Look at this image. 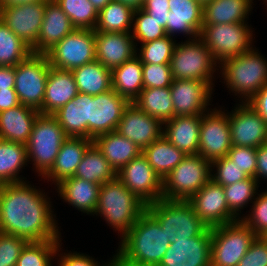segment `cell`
<instances>
[{"mask_svg": "<svg viewBox=\"0 0 267 266\" xmlns=\"http://www.w3.org/2000/svg\"><path fill=\"white\" fill-rule=\"evenodd\" d=\"M29 183L1 184L0 233L15 235L27 242L61 240L50 198Z\"/></svg>", "mask_w": 267, "mask_h": 266, "instance_id": "6da1fadb", "label": "cell"}, {"mask_svg": "<svg viewBox=\"0 0 267 266\" xmlns=\"http://www.w3.org/2000/svg\"><path fill=\"white\" fill-rule=\"evenodd\" d=\"M119 244L114 266H159L171 243L159 222L145 210Z\"/></svg>", "mask_w": 267, "mask_h": 266, "instance_id": "7a4b0ae2", "label": "cell"}, {"mask_svg": "<svg viewBox=\"0 0 267 266\" xmlns=\"http://www.w3.org/2000/svg\"><path fill=\"white\" fill-rule=\"evenodd\" d=\"M145 210L146 205L115 177L100 186L94 215L104 217L108 226L120 233L121 239Z\"/></svg>", "mask_w": 267, "mask_h": 266, "instance_id": "3957f363", "label": "cell"}, {"mask_svg": "<svg viewBox=\"0 0 267 266\" xmlns=\"http://www.w3.org/2000/svg\"><path fill=\"white\" fill-rule=\"evenodd\" d=\"M266 59L253 47L219 64L222 80L229 92L240 97L239 103H247L267 83Z\"/></svg>", "mask_w": 267, "mask_h": 266, "instance_id": "277c9868", "label": "cell"}, {"mask_svg": "<svg viewBox=\"0 0 267 266\" xmlns=\"http://www.w3.org/2000/svg\"><path fill=\"white\" fill-rule=\"evenodd\" d=\"M217 64L204 41L197 37L176 43L170 60V69L173 80L208 82L214 88L215 72L219 71Z\"/></svg>", "mask_w": 267, "mask_h": 266, "instance_id": "5b68a950", "label": "cell"}, {"mask_svg": "<svg viewBox=\"0 0 267 266\" xmlns=\"http://www.w3.org/2000/svg\"><path fill=\"white\" fill-rule=\"evenodd\" d=\"M67 138L53 115L39 114L26 143L28 163L41 178L52 168L62 143ZM31 159V160H30Z\"/></svg>", "mask_w": 267, "mask_h": 266, "instance_id": "8992f818", "label": "cell"}, {"mask_svg": "<svg viewBox=\"0 0 267 266\" xmlns=\"http://www.w3.org/2000/svg\"><path fill=\"white\" fill-rule=\"evenodd\" d=\"M146 210L169 235L170 243L175 242L176 236L192 238L203 234L209 228L187 200L161 198L147 205Z\"/></svg>", "mask_w": 267, "mask_h": 266, "instance_id": "52a82bcc", "label": "cell"}, {"mask_svg": "<svg viewBox=\"0 0 267 266\" xmlns=\"http://www.w3.org/2000/svg\"><path fill=\"white\" fill-rule=\"evenodd\" d=\"M256 238L241 219L211 227V266H237Z\"/></svg>", "mask_w": 267, "mask_h": 266, "instance_id": "ba28073f", "label": "cell"}, {"mask_svg": "<svg viewBox=\"0 0 267 266\" xmlns=\"http://www.w3.org/2000/svg\"><path fill=\"white\" fill-rule=\"evenodd\" d=\"M211 179V161L199 154L186 155L162 181V198L188 200Z\"/></svg>", "mask_w": 267, "mask_h": 266, "instance_id": "9c48e42d", "label": "cell"}, {"mask_svg": "<svg viewBox=\"0 0 267 266\" xmlns=\"http://www.w3.org/2000/svg\"><path fill=\"white\" fill-rule=\"evenodd\" d=\"M247 24L248 22L202 26L199 37L211 51L218 66L224 60L253 48L254 30Z\"/></svg>", "mask_w": 267, "mask_h": 266, "instance_id": "30bf717a", "label": "cell"}, {"mask_svg": "<svg viewBox=\"0 0 267 266\" xmlns=\"http://www.w3.org/2000/svg\"><path fill=\"white\" fill-rule=\"evenodd\" d=\"M50 63L46 54L31 53L15 66V86L20 104L42 108Z\"/></svg>", "mask_w": 267, "mask_h": 266, "instance_id": "8fae6325", "label": "cell"}, {"mask_svg": "<svg viewBox=\"0 0 267 266\" xmlns=\"http://www.w3.org/2000/svg\"><path fill=\"white\" fill-rule=\"evenodd\" d=\"M46 55L50 66L69 71L95 61V30L74 29Z\"/></svg>", "mask_w": 267, "mask_h": 266, "instance_id": "7c38bea8", "label": "cell"}, {"mask_svg": "<svg viewBox=\"0 0 267 266\" xmlns=\"http://www.w3.org/2000/svg\"><path fill=\"white\" fill-rule=\"evenodd\" d=\"M220 109L213 108L201 118L198 154L209 161L227 156L233 146L228 112Z\"/></svg>", "mask_w": 267, "mask_h": 266, "instance_id": "4fadbf2b", "label": "cell"}, {"mask_svg": "<svg viewBox=\"0 0 267 266\" xmlns=\"http://www.w3.org/2000/svg\"><path fill=\"white\" fill-rule=\"evenodd\" d=\"M116 177L146 206L162 198V179L141 153L123 166Z\"/></svg>", "mask_w": 267, "mask_h": 266, "instance_id": "5bb4252c", "label": "cell"}, {"mask_svg": "<svg viewBox=\"0 0 267 266\" xmlns=\"http://www.w3.org/2000/svg\"><path fill=\"white\" fill-rule=\"evenodd\" d=\"M233 109L228 112L232 145L258 148L266 143V121L246 102Z\"/></svg>", "mask_w": 267, "mask_h": 266, "instance_id": "9a60e30c", "label": "cell"}, {"mask_svg": "<svg viewBox=\"0 0 267 266\" xmlns=\"http://www.w3.org/2000/svg\"><path fill=\"white\" fill-rule=\"evenodd\" d=\"M46 2L0 8V19L31 49L37 44Z\"/></svg>", "mask_w": 267, "mask_h": 266, "instance_id": "2e32d148", "label": "cell"}, {"mask_svg": "<svg viewBox=\"0 0 267 266\" xmlns=\"http://www.w3.org/2000/svg\"><path fill=\"white\" fill-rule=\"evenodd\" d=\"M187 201L208 227L227 224L239 219L228 208L223 186L212 179Z\"/></svg>", "mask_w": 267, "mask_h": 266, "instance_id": "e0dca14e", "label": "cell"}, {"mask_svg": "<svg viewBox=\"0 0 267 266\" xmlns=\"http://www.w3.org/2000/svg\"><path fill=\"white\" fill-rule=\"evenodd\" d=\"M175 238L159 266H211V227L199 236Z\"/></svg>", "mask_w": 267, "mask_h": 266, "instance_id": "ac0fdd59", "label": "cell"}, {"mask_svg": "<svg viewBox=\"0 0 267 266\" xmlns=\"http://www.w3.org/2000/svg\"><path fill=\"white\" fill-rule=\"evenodd\" d=\"M214 88L208 82L197 80H173L170 92L174 116L200 115L210 111L208 107Z\"/></svg>", "mask_w": 267, "mask_h": 266, "instance_id": "d6986e66", "label": "cell"}, {"mask_svg": "<svg viewBox=\"0 0 267 266\" xmlns=\"http://www.w3.org/2000/svg\"><path fill=\"white\" fill-rule=\"evenodd\" d=\"M129 101L113 89L96 96L90 101V139L115 131Z\"/></svg>", "mask_w": 267, "mask_h": 266, "instance_id": "ffe728a7", "label": "cell"}, {"mask_svg": "<svg viewBox=\"0 0 267 266\" xmlns=\"http://www.w3.org/2000/svg\"><path fill=\"white\" fill-rule=\"evenodd\" d=\"M162 126L163 123L158 118L151 117L134 103H129L116 131L143 150L162 136Z\"/></svg>", "mask_w": 267, "mask_h": 266, "instance_id": "44dd1931", "label": "cell"}, {"mask_svg": "<svg viewBox=\"0 0 267 266\" xmlns=\"http://www.w3.org/2000/svg\"><path fill=\"white\" fill-rule=\"evenodd\" d=\"M96 60L112 71L136 55L131 32L95 31Z\"/></svg>", "mask_w": 267, "mask_h": 266, "instance_id": "7402d4cb", "label": "cell"}, {"mask_svg": "<svg viewBox=\"0 0 267 266\" xmlns=\"http://www.w3.org/2000/svg\"><path fill=\"white\" fill-rule=\"evenodd\" d=\"M169 15L165 33L176 37L186 35L188 40L199 37L203 26V6L197 0H169Z\"/></svg>", "mask_w": 267, "mask_h": 266, "instance_id": "603a6c76", "label": "cell"}, {"mask_svg": "<svg viewBox=\"0 0 267 266\" xmlns=\"http://www.w3.org/2000/svg\"><path fill=\"white\" fill-rule=\"evenodd\" d=\"M74 29L69 17L56 1L47 0L38 41L31 49L32 53L46 54Z\"/></svg>", "mask_w": 267, "mask_h": 266, "instance_id": "cb8c5ba5", "label": "cell"}, {"mask_svg": "<svg viewBox=\"0 0 267 266\" xmlns=\"http://www.w3.org/2000/svg\"><path fill=\"white\" fill-rule=\"evenodd\" d=\"M90 101L92 95L78 92L74 99L53 114L67 137L90 139Z\"/></svg>", "mask_w": 267, "mask_h": 266, "instance_id": "d4e9b609", "label": "cell"}, {"mask_svg": "<svg viewBox=\"0 0 267 266\" xmlns=\"http://www.w3.org/2000/svg\"><path fill=\"white\" fill-rule=\"evenodd\" d=\"M78 94L72 71L50 67L40 114L53 115Z\"/></svg>", "mask_w": 267, "mask_h": 266, "instance_id": "484cf974", "label": "cell"}, {"mask_svg": "<svg viewBox=\"0 0 267 266\" xmlns=\"http://www.w3.org/2000/svg\"><path fill=\"white\" fill-rule=\"evenodd\" d=\"M200 115L174 116L163 122L162 136L186 155L198 154Z\"/></svg>", "mask_w": 267, "mask_h": 266, "instance_id": "4316f807", "label": "cell"}, {"mask_svg": "<svg viewBox=\"0 0 267 266\" xmlns=\"http://www.w3.org/2000/svg\"><path fill=\"white\" fill-rule=\"evenodd\" d=\"M93 140L83 137H67L59 150L52 168L42 177L55 185L73 177L84 153Z\"/></svg>", "mask_w": 267, "mask_h": 266, "instance_id": "83f0119b", "label": "cell"}, {"mask_svg": "<svg viewBox=\"0 0 267 266\" xmlns=\"http://www.w3.org/2000/svg\"><path fill=\"white\" fill-rule=\"evenodd\" d=\"M40 112L26 105L0 112V139L26 144Z\"/></svg>", "mask_w": 267, "mask_h": 266, "instance_id": "f1b7e54d", "label": "cell"}, {"mask_svg": "<svg viewBox=\"0 0 267 266\" xmlns=\"http://www.w3.org/2000/svg\"><path fill=\"white\" fill-rule=\"evenodd\" d=\"M58 196L82 213L93 215L97 208L100 186L78 177H69L57 185Z\"/></svg>", "mask_w": 267, "mask_h": 266, "instance_id": "f546056e", "label": "cell"}, {"mask_svg": "<svg viewBox=\"0 0 267 266\" xmlns=\"http://www.w3.org/2000/svg\"><path fill=\"white\" fill-rule=\"evenodd\" d=\"M93 143L116 173L142 153V150L136 144L123 137L116 130L95 137Z\"/></svg>", "mask_w": 267, "mask_h": 266, "instance_id": "4dcf8cb0", "label": "cell"}, {"mask_svg": "<svg viewBox=\"0 0 267 266\" xmlns=\"http://www.w3.org/2000/svg\"><path fill=\"white\" fill-rule=\"evenodd\" d=\"M253 0H211L203 6V25L246 22Z\"/></svg>", "mask_w": 267, "mask_h": 266, "instance_id": "1f68e13d", "label": "cell"}, {"mask_svg": "<svg viewBox=\"0 0 267 266\" xmlns=\"http://www.w3.org/2000/svg\"><path fill=\"white\" fill-rule=\"evenodd\" d=\"M112 89L132 103L143 90V64L135 55L111 71Z\"/></svg>", "mask_w": 267, "mask_h": 266, "instance_id": "d6a6232c", "label": "cell"}, {"mask_svg": "<svg viewBox=\"0 0 267 266\" xmlns=\"http://www.w3.org/2000/svg\"><path fill=\"white\" fill-rule=\"evenodd\" d=\"M28 164L26 144L0 139V184L26 181L19 173Z\"/></svg>", "mask_w": 267, "mask_h": 266, "instance_id": "836d02e7", "label": "cell"}, {"mask_svg": "<svg viewBox=\"0 0 267 266\" xmlns=\"http://www.w3.org/2000/svg\"><path fill=\"white\" fill-rule=\"evenodd\" d=\"M148 163L163 180L180 162L186 154L161 136L151 145L142 150Z\"/></svg>", "mask_w": 267, "mask_h": 266, "instance_id": "e575fe53", "label": "cell"}, {"mask_svg": "<svg viewBox=\"0 0 267 266\" xmlns=\"http://www.w3.org/2000/svg\"><path fill=\"white\" fill-rule=\"evenodd\" d=\"M78 92L96 96L112 89L111 71L95 60L72 70Z\"/></svg>", "mask_w": 267, "mask_h": 266, "instance_id": "d590c367", "label": "cell"}, {"mask_svg": "<svg viewBox=\"0 0 267 266\" xmlns=\"http://www.w3.org/2000/svg\"><path fill=\"white\" fill-rule=\"evenodd\" d=\"M74 177L102 185L113 180L116 172L97 146L92 143L84 153Z\"/></svg>", "mask_w": 267, "mask_h": 266, "instance_id": "8d00e7d4", "label": "cell"}, {"mask_svg": "<svg viewBox=\"0 0 267 266\" xmlns=\"http://www.w3.org/2000/svg\"><path fill=\"white\" fill-rule=\"evenodd\" d=\"M132 103L162 123L174 117L170 87L144 88Z\"/></svg>", "mask_w": 267, "mask_h": 266, "instance_id": "74e56055", "label": "cell"}, {"mask_svg": "<svg viewBox=\"0 0 267 266\" xmlns=\"http://www.w3.org/2000/svg\"><path fill=\"white\" fill-rule=\"evenodd\" d=\"M134 10L121 2L112 0L98 12L95 31L131 32Z\"/></svg>", "mask_w": 267, "mask_h": 266, "instance_id": "f35d334b", "label": "cell"}, {"mask_svg": "<svg viewBox=\"0 0 267 266\" xmlns=\"http://www.w3.org/2000/svg\"><path fill=\"white\" fill-rule=\"evenodd\" d=\"M31 53V48L18 38L0 19V66L15 67Z\"/></svg>", "mask_w": 267, "mask_h": 266, "instance_id": "ab89813d", "label": "cell"}, {"mask_svg": "<svg viewBox=\"0 0 267 266\" xmlns=\"http://www.w3.org/2000/svg\"><path fill=\"white\" fill-rule=\"evenodd\" d=\"M259 184L260 183L254 177H247L232 185L223 186L228 208L239 219L241 218V210L246 208L248 206L247 204L252 203L256 198V194H258L257 191H259Z\"/></svg>", "mask_w": 267, "mask_h": 266, "instance_id": "60d3db41", "label": "cell"}, {"mask_svg": "<svg viewBox=\"0 0 267 266\" xmlns=\"http://www.w3.org/2000/svg\"><path fill=\"white\" fill-rule=\"evenodd\" d=\"M61 241L28 242L22 249L16 266H52Z\"/></svg>", "mask_w": 267, "mask_h": 266, "instance_id": "b9f144b4", "label": "cell"}, {"mask_svg": "<svg viewBox=\"0 0 267 266\" xmlns=\"http://www.w3.org/2000/svg\"><path fill=\"white\" fill-rule=\"evenodd\" d=\"M55 1L67 14L75 29H95L98 21V11L88 0Z\"/></svg>", "mask_w": 267, "mask_h": 266, "instance_id": "7bdbcfd3", "label": "cell"}, {"mask_svg": "<svg viewBox=\"0 0 267 266\" xmlns=\"http://www.w3.org/2000/svg\"><path fill=\"white\" fill-rule=\"evenodd\" d=\"M166 35L162 38L140 44L136 47V56L142 64H170L176 40ZM138 53V54H137Z\"/></svg>", "mask_w": 267, "mask_h": 266, "instance_id": "ee69618b", "label": "cell"}, {"mask_svg": "<svg viewBox=\"0 0 267 266\" xmlns=\"http://www.w3.org/2000/svg\"><path fill=\"white\" fill-rule=\"evenodd\" d=\"M131 33L136 46H139L136 42L143 44L166 36L160 22L142 8L134 11Z\"/></svg>", "mask_w": 267, "mask_h": 266, "instance_id": "f6af8a7d", "label": "cell"}, {"mask_svg": "<svg viewBox=\"0 0 267 266\" xmlns=\"http://www.w3.org/2000/svg\"><path fill=\"white\" fill-rule=\"evenodd\" d=\"M251 211V212H250ZM240 218L257 236L267 237V190L257 194L251 210Z\"/></svg>", "mask_w": 267, "mask_h": 266, "instance_id": "bcb514c9", "label": "cell"}, {"mask_svg": "<svg viewBox=\"0 0 267 266\" xmlns=\"http://www.w3.org/2000/svg\"><path fill=\"white\" fill-rule=\"evenodd\" d=\"M247 177L227 156L211 161V179L217 184L229 186Z\"/></svg>", "mask_w": 267, "mask_h": 266, "instance_id": "7dc6e473", "label": "cell"}, {"mask_svg": "<svg viewBox=\"0 0 267 266\" xmlns=\"http://www.w3.org/2000/svg\"><path fill=\"white\" fill-rule=\"evenodd\" d=\"M172 82L170 64H143V89L170 87Z\"/></svg>", "mask_w": 267, "mask_h": 266, "instance_id": "c3c4849f", "label": "cell"}, {"mask_svg": "<svg viewBox=\"0 0 267 266\" xmlns=\"http://www.w3.org/2000/svg\"><path fill=\"white\" fill-rule=\"evenodd\" d=\"M27 243L15 235L0 233V266H16L20 253Z\"/></svg>", "mask_w": 267, "mask_h": 266, "instance_id": "681fc988", "label": "cell"}, {"mask_svg": "<svg viewBox=\"0 0 267 266\" xmlns=\"http://www.w3.org/2000/svg\"><path fill=\"white\" fill-rule=\"evenodd\" d=\"M257 148L232 146L227 157L248 177H256Z\"/></svg>", "mask_w": 267, "mask_h": 266, "instance_id": "f907efd6", "label": "cell"}, {"mask_svg": "<svg viewBox=\"0 0 267 266\" xmlns=\"http://www.w3.org/2000/svg\"><path fill=\"white\" fill-rule=\"evenodd\" d=\"M61 246L62 243L57 247L56 255L58 256H55V259L58 260L57 266H114V256H112V258L106 263L102 262V265H100L99 261H96L95 258L90 257L86 253L84 254L77 251L60 253L62 249Z\"/></svg>", "mask_w": 267, "mask_h": 266, "instance_id": "816d5d0a", "label": "cell"}, {"mask_svg": "<svg viewBox=\"0 0 267 266\" xmlns=\"http://www.w3.org/2000/svg\"><path fill=\"white\" fill-rule=\"evenodd\" d=\"M237 266H267V237L257 236Z\"/></svg>", "mask_w": 267, "mask_h": 266, "instance_id": "f5cc1de1", "label": "cell"}, {"mask_svg": "<svg viewBox=\"0 0 267 266\" xmlns=\"http://www.w3.org/2000/svg\"><path fill=\"white\" fill-rule=\"evenodd\" d=\"M142 9L160 22L161 27L166 28L167 18L170 12L169 0H144Z\"/></svg>", "mask_w": 267, "mask_h": 266, "instance_id": "db71d44e", "label": "cell"}, {"mask_svg": "<svg viewBox=\"0 0 267 266\" xmlns=\"http://www.w3.org/2000/svg\"><path fill=\"white\" fill-rule=\"evenodd\" d=\"M267 123V83L247 102Z\"/></svg>", "mask_w": 267, "mask_h": 266, "instance_id": "11a10c76", "label": "cell"}, {"mask_svg": "<svg viewBox=\"0 0 267 266\" xmlns=\"http://www.w3.org/2000/svg\"><path fill=\"white\" fill-rule=\"evenodd\" d=\"M256 177L255 179L261 183L260 179L267 181V143L259 146L256 151Z\"/></svg>", "mask_w": 267, "mask_h": 266, "instance_id": "9f6ffc18", "label": "cell"}, {"mask_svg": "<svg viewBox=\"0 0 267 266\" xmlns=\"http://www.w3.org/2000/svg\"><path fill=\"white\" fill-rule=\"evenodd\" d=\"M20 105L14 88L0 90V112Z\"/></svg>", "mask_w": 267, "mask_h": 266, "instance_id": "6f0895ef", "label": "cell"}, {"mask_svg": "<svg viewBox=\"0 0 267 266\" xmlns=\"http://www.w3.org/2000/svg\"><path fill=\"white\" fill-rule=\"evenodd\" d=\"M15 67L0 66V90L14 88Z\"/></svg>", "mask_w": 267, "mask_h": 266, "instance_id": "680465c9", "label": "cell"}, {"mask_svg": "<svg viewBox=\"0 0 267 266\" xmlns=\"http://www.w3.org/2000/svg\"><path fill=\"white\" fill-rule=\"evenodd\" d=\"M47 0H0V8L8 7L20 4H29V3H37V2H46Z\"/></svg>", "mask_w": 267, "mask_h": 266, "instance_id": "91938a15", "label": "cell"}, {"mask_svg": "<svg viewBox=\"0 0 267 266\" xmlns=\"http://www.w3.org/2000/svg\"><path fill=\"white\" fill-rule=\"evenodd\" d=\"M115 1L126 4L127 6L132 8L134 11L141 9L144 4V0H115Z\"/></svg>", "mask_w": 267, "mask_h": 266, "instance_id": "94428289", "label": "cell"}, {"mask_svg": "<svg viewBox=\"0 0 267 266\" xmlns=\"http://www.w3.org/2000/svg\"><path fill=\"white\" fill-rule=\"evenodd\" d=\"M94 8L99 12L112 0H88Z\"/></svg>", "mask_w": 267, "mask_h": 266, "instance_id": "6125c7cd", "label": "cell"}, {"mask_svg": "<svg viewBox=\"0 0 267 266\" xmlns=\"http://www.w3.org/2000/svg\"><path fill=\"white\" fill-rule=\"evenodd\" d=\"M211 0H197L198 3H200L202 6L206 5L209 3Z\"/></svg>", "mask_w": 267, "mask_h": 266, "instance_id": "be15d7a7", "label": "cell"}, {"mask_svg": "<svg viewBox=\"0 0 267 266\" xmlns=\"http://www.w3.org/2000/svg\"><path fill=\"white\" fill-rule=\"evenodd\" d=\"M263 1H264V3H263V4H265V3H266L265 5L267 6V0H263Z\"/></svg>", "mask_w": 267, "mask_h": 266, "instance_id": "e7e4bbea", "label": "cell"}]
</instances>
